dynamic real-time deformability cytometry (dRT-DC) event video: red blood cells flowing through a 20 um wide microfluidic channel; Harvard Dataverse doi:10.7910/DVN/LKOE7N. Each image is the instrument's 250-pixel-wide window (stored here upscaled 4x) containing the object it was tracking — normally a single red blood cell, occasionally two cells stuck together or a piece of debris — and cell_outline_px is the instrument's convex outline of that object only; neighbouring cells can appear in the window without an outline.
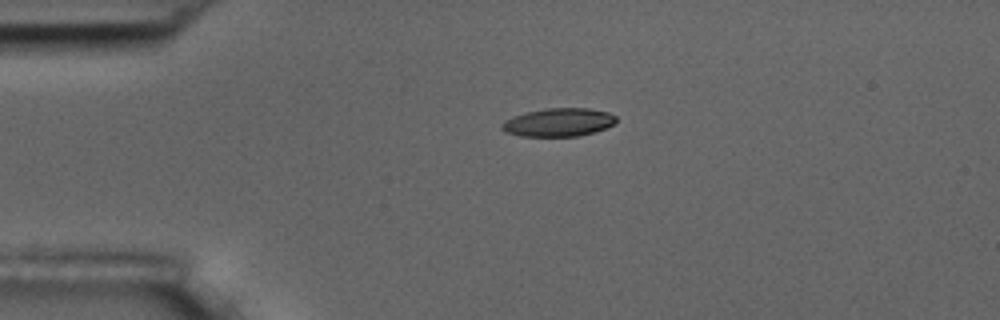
{"species": "common noctule bat (a hibernating species)", "species_latin": "Nyctalus noctula", "temperature_condition": "room temperature", "stored_images_in_passage": 2, "camera_frame_rate_fps": 3000, "um_per_image_px": 0.085, "animal": {"sex": "male", "body_mass_g": 17.5, "forearm_length_mm": 52.3}, "frame": {"image": 1, "passage_image": 1, "time_ms": 0.0, "image_size_px": [1000, 320], "cell_outline_px": [[616, 124], [580, 136], [520, 136], [504, 132], [500, 128], [500, 124], [504, 120], [512, 116], [528, 112], [548, 108], [588, 108], [608, 112], [616, 116]], "centroid_in_image_um": [47.44, 10.4], "position_along_channel_um": 37.6, "area_um2": 18.9}}